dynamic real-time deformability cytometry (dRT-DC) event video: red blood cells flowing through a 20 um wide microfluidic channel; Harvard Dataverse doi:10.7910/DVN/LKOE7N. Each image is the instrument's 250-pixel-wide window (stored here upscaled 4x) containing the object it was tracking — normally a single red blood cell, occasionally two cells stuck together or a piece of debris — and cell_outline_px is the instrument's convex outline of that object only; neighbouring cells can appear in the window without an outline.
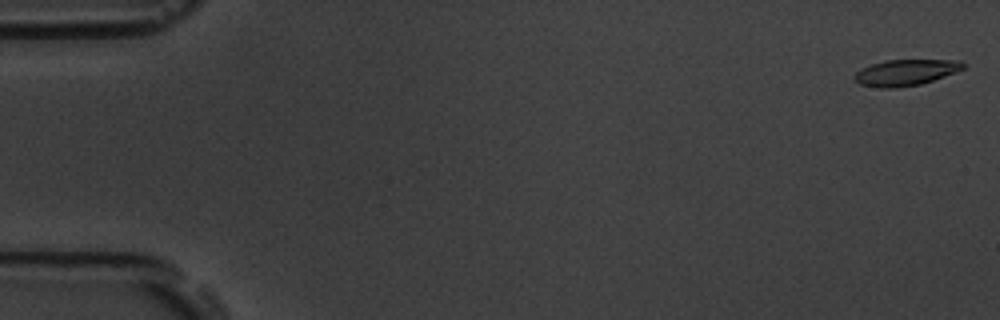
{"species": "common noctule bat (a hibernating species)", "species_latin": "Nyctalus noctula", "temperature_condition": "room temperature", "stored_images_in_passage": 54, "camera_frame_rate_fps": 3000, "um_per_image_px": 0.085, "animal": {"sex": "male", "body_mass_g": 19.5, "forearm_length_mm": 54.6}, "frame": {"image": 1, "passage_image": 1, "time_ms": 0.0, "image_size_px": [1000, 320], "cell_outline_px": [[964, 68], [956, 72], [920, 84], [896, 88], [880, 88], [860, 84], [852, 76], [860, 68], [884, 60], [960, 60], [964, 64]], "centroid_in_image_um": [76.94, 6.16], "position_along_channel_um": 8.1, "area_um2": 16.47}}
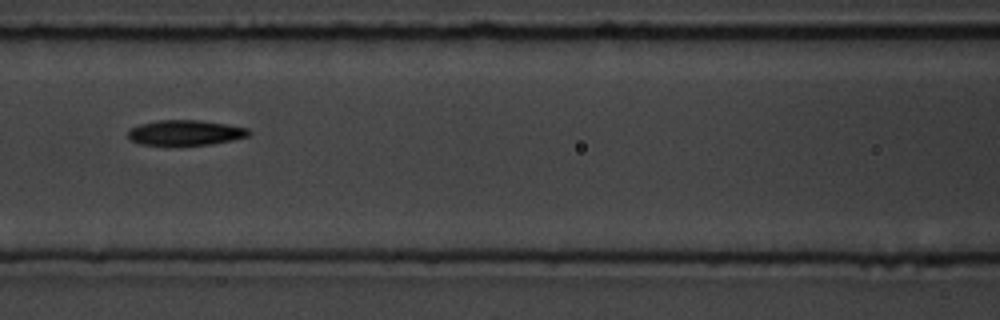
{"frame": {"image": 2, "passage_image": 24, "time_ms": 7.667, "image_size_px": [1000, 320], "cell_outline_px": [[252, 132], [248, 136], [232, 140], [212, 144], [140, 144], [132, 140], [128, 136], [128, 132], [132, 128], [140, 124], [160, 120], [200, 120], [228, 124], [248, 128]], "centroid_in_image_um": [15.81, 11.26], "position_along_channel_um": 150.8, "area_um2": 17.46}}
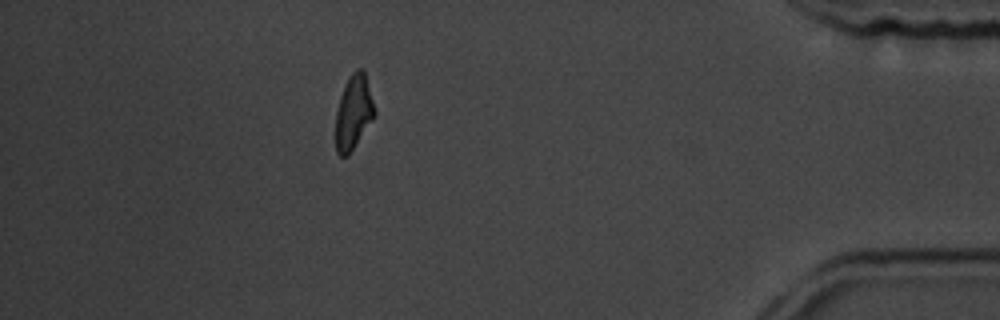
{"frame": {"image": 3, "passage_image": 48, "time_ms": 15.667, "image_size_px": [1000, 320], "cell_outline_px": [[376, 116], [348, 156], [340, 156], [336, 152], [336, 112], [340, 96], [348, 76], [356, 68], [364, 68], [376, 108]], "centroid_in_image_um": [30.08, 9.51], "position_along_channel_um": 405.1, "area_um2": 17.28}, "authors_computed_cell_mechanics": {"area_um2": 17.4845, "velocity_mm_per_s": 3.7808, "shape_relaxation_time_tau1_ms": 3.6992, "shape_relaxation_time_tau2_ms": 6.1798, "deformation_change_tau1": 0.1403, "deformation_change_tau2": 0.1555}}